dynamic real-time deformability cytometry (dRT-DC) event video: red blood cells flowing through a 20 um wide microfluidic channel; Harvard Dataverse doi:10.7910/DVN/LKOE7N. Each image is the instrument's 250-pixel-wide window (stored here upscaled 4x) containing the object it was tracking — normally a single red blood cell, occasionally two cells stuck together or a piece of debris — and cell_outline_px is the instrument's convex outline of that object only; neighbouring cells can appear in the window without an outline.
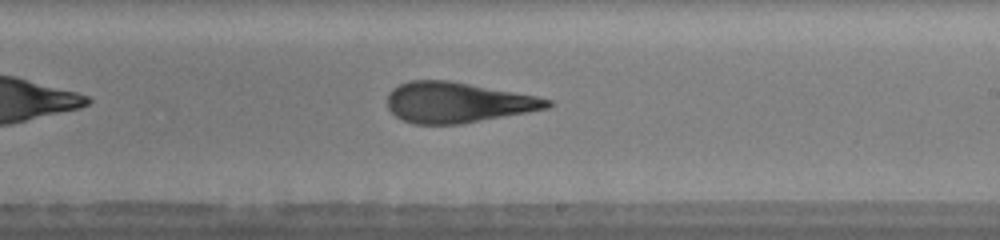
{"species": "human", "species_latin": "Homo sapiens", "temperature_condition": "warm", "stored_images_in_passage": 35, "camera_frame_rate_fps": 3000, "um_per_image_px": 0.085, "donor": {"sex": "male"}, "frame": {"image": 1, "passage_image": 15, "time_ms": 5.667, "image_size_px": [1000, 240], "cell_outline_px": [[556, 104], [548, 108], [528, 112], [460, 124], [416, 124], [400, 120], [388, 108], [388, 96], [392, 88], [408, 80], [448, 80], [536, 96], [552, 100]], "centroid_in_image_um": [38.88, 8.71], "position_along_channel_um": 250.1, "area_um2": 37.69}, "authors_computed_cell_mechanics": {"area_um2": 39.4774, "velocity_mm_per_s": 4.029, "shape_relaxation_time_tau1_ms": 8.2025, "shape_relaxation_time_tau2_ms": 1.8778, "deformation_change_tau1": 0.2638, "deformation_change_tau2": 0.1192}}